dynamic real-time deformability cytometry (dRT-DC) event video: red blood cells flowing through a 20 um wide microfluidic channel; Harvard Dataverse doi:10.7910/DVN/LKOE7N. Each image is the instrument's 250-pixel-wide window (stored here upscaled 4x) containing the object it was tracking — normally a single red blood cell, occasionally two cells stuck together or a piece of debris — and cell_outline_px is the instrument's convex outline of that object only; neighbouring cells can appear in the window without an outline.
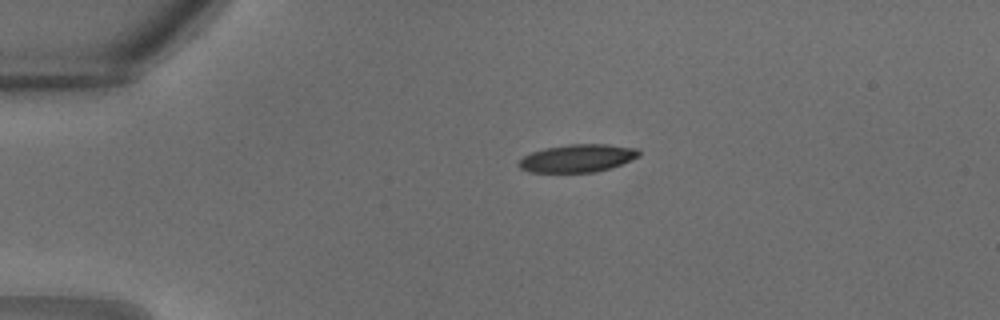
{"species": "common noctule bat (a hibernating species)", "species_latin": "Nyctalus noctula", "temperature_condition": "warm", "stored_images_in_passage": 8, "camera_frame_rate_fps": 3000, "um_per_image_px": 0.085, "animal": {"sex": "male", "body_mass_g": 18.8}, "frame": {"image": 1, "passage_image": 1, "time_ms": 0.0, "image_size_px": [1000, 320], "cell_outline_px": [[640, 156], [620, 164], [596, 172], [528, 172], [520, 168], [516, 164], [524, 156], [532, 152], [544, 148], [568, 144], [608, 144], [636, 148], [640, 152]], "centroid_in_image_um": [49.06, 13.44], "position_along_channel_um": 35.9, "area_um2": 19.42}}
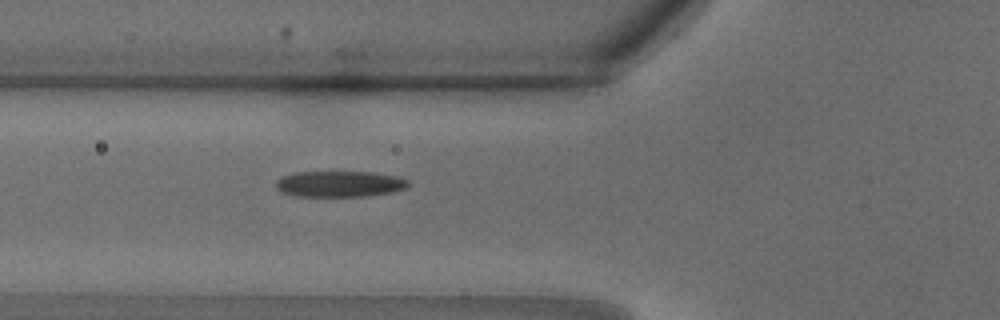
{"frame": {"image": 2, "passage_image": 6, "time_ms": 1.667, "image_size_px": [1000, 320], "cell_outline_px": [[408, 184], [404, 188], [392, 192], [364, 196], [292, 196], [280, 192], [276, 188], [276, 180], [284, 176], [296, 172], [372, 172], [400, 176], [408, 180]], "centroid_in_image_um": [28.84, 15.63], "position_along_channel_um": 97.0, "area_um2": 20.06}}
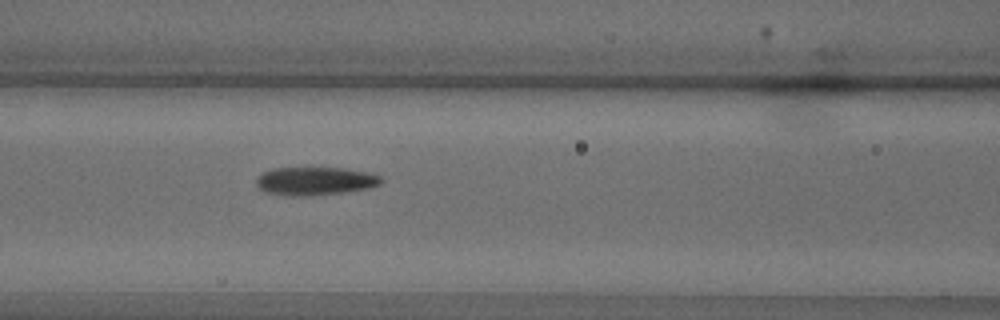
{"frame": {"image": 3, "passage_image": 8, "time_ms": 2.333, "image_size_px": [1000, 320], "cell_outline_px": [[384, 180], [380, 184], [368, 188], [348, 192], [300, 196], [292, 196], [264, 192], [256, 184], [256, 176], [272, 168], [348, 168], [380, 176]], "centroid_in_image_um": [26.77, 15.39], "position_along_channel_um": 139.8, "area_um2": 20.52}}